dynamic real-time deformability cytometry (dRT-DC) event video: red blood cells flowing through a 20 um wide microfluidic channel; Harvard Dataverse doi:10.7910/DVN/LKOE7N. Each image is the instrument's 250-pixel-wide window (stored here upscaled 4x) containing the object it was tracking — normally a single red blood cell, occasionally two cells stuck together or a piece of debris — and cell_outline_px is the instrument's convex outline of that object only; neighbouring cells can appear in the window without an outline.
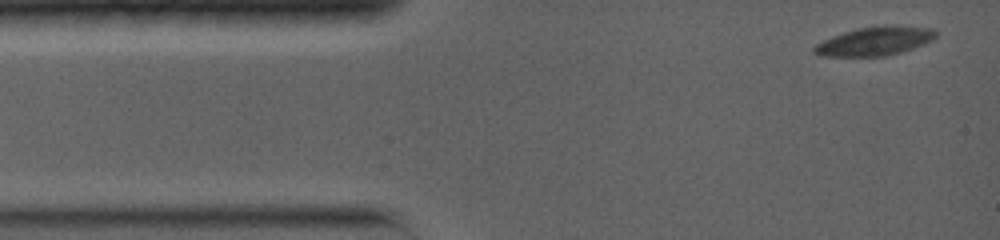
{"species": "common noctule bat (a hibernating species)", "species_latin": "Nyctalus noctula", "temperature_condition": "warm", "stored_images_in_passage": 27, "camera_frame_rate_fps": 5000, "um_per_image_px": 0.085, "animal": {"sex": "female", "body_mass_g": 19.0, "forearm_length_mm": 56.7}, "frame": {"image": 1, "passage_image": 1, "time_ms": 0.0, "image_size_px": [1000, 240], "cell_outline_px": [[936, 36], [932, 40], [924, 44], [900, 52], [884, 56], [820, 56], [812, 52], [812, 48], [816, 44], [832, 36], [856, 28], [932, 28], [936, 32]], "centroid_in_image_um": [74.26, 3.55], "position_along_channel_um": 10.7, "area_um2": 19.36}}
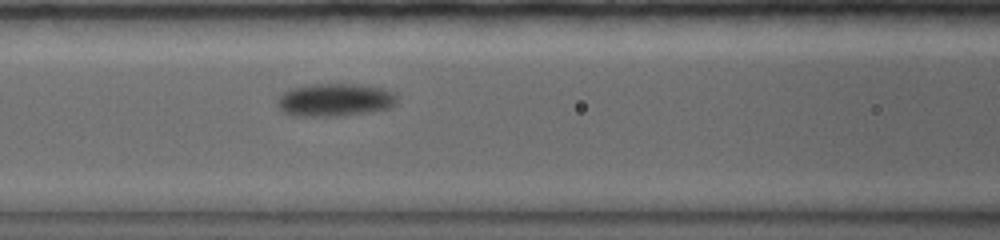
{"frame": {"image": 2, "passage_image": 12, "time_ms": 5.2, "image_size_px": [1000, 240], "cell_outline_px": [[396, 104], [388, 108], [368, 112], [340, 116], [288, 116], [276, 104], [276, 100], [288, 88], [312, 84], [360, 84], [384, 88], [392, 92], [396, 96]], "centroid_in_image_um": [28.42, 8.49], "position_along_channel_um": 138.2, "area_um2": 23.18}}
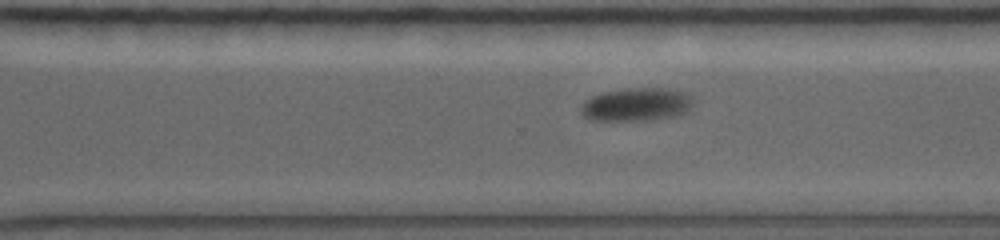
{"frame": {"image": 3, "passage_image": 25, "time_ms": 10.0, "image_size_px": [1000, 240], "cell_outline_px": [[692, 108], [676, 116], [648, 120], [588, 120], [580, 112], [580, 104], [584, 100], [600, 92], [624, 88], [676, 88], [692, 96]], "centroid_in_image_um": [54.08, 8.86], "position_along_channel_um": 316.5, "area_um2": 22.2}}